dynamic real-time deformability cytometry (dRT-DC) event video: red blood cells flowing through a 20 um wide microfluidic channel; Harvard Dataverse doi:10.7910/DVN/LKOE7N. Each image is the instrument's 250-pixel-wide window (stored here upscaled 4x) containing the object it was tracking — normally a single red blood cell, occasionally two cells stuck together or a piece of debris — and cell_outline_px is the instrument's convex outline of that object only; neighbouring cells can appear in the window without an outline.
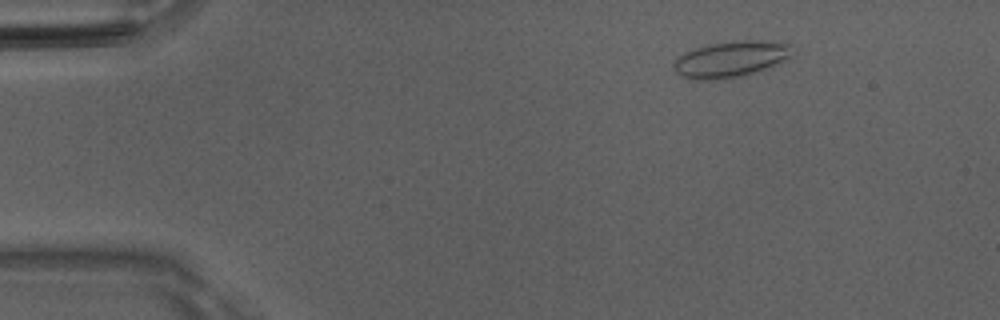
{"species": "Egyptian fruit bat (a non-hibernating species)", "species_latin": "Rousettus aegyptiacus", "temperature_condition": "room temperature", "stored_images_in_passage": 50, "camera_frame_rate_fps": 3000, "um_per_image_px": 0.085, "animal": {"sex": "male"}, "frame": {"image": 1, "passage_image": 7, "time_ms": 2.0, "image_size_px": [1000, 320], "cell_outline_px": [[796, 56], [772, 68], [744, 76], [724, 80], [692, 80], [680, 76], [672, 68], [672, 64], [684, 52], [708, 44], [744, 40], [772, 40], [792, 44]], "centroid_in_image_um": [62.23, 5.05], "position_along_channel_um": 22.8, "area_um2": 26.13}}
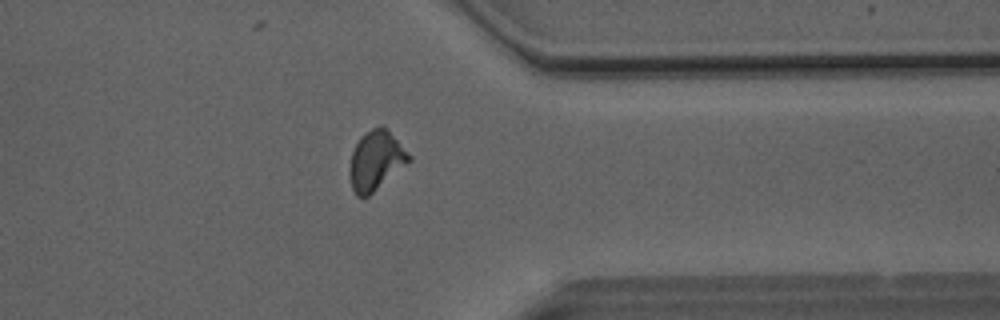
{"frame": {"image": 2, "passage_image": 40, "time_ms": 13.0, "image_size_px": [1000, 320], "cell_outline_px": [[412, 160], [368, 196], [356, 196], [352, 188], [348, 168], [352, 152], [360, 136], [364, 132], [372, 128], [388, 128], [412, 156]], "centroid_in_image_um": [31.96, 13.63], "position_along_channel_um": 379.4, "area_um2": 20.52}}
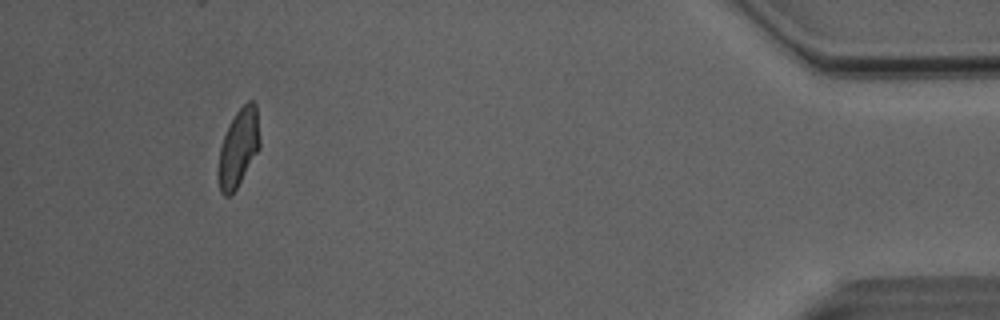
{"frame": {"image": 3, "passage_image": 47, "time_ms": 15.333, "image_size_px": [1000, 320], "cell_outline_px": [[260, 148], [236, 188], [228, 196], [224, 196], [220, 192], [216, 176], [216, 168], [220, 148], [224, 136], [236, 112], [248, 100], [252, 100], [256, 104], [260, 140]], "centroid_in_image_um": [20.25, 12.6], "position_along_channel_um": 415.0, "area_um2": 18.84}, "authors_computed_cell_mechanics": {"area_um2": 19.9988, "velocity_mm_per_s": 4.0772, "shape_relaxation_time_tau1_ms": null, "shape_relaxation_time_tau2_ms": 1.4208, "deformation_change_tau1": null, "deformation_change_tau2": 0.0605}}